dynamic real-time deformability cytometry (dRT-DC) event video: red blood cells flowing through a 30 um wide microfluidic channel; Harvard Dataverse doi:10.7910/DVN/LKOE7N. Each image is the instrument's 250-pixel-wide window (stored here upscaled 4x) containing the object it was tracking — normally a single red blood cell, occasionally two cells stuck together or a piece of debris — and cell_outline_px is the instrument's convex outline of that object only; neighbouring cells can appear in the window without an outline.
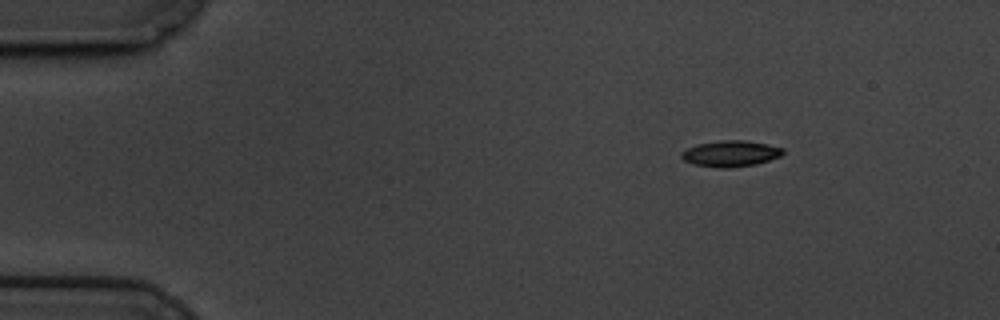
{"species": "common noctule bat (a hibernating species)", "species_latin": "Nyctalus noctula", "temperature_condition": "cold", "stored_images_in_passage": 52, "camera_frame_rate_fps": 3000, "um_per_image_px": 0.085, "animal": {"sex": "male", "body_mass_g": 19.5, "forearm_length_mm": 54.6}, "frame": {"image": 1, "passage_image": 1, "time_ms": 0.0, "image_size_px": [1000, 320], "cell_outline_px": [[784, 152], [780, 156], [756, 164], [728, 168], [720, 168], [692, 164], [684, 160], [680, 156], [680, 152], [696, 144], [720, 140], [744, 140], [768, 144], [784, 148]], "centroid_in_image_um": [62.08, 13.05], "position_along_channel_um": 22.9, "area_um2": 15.49}}
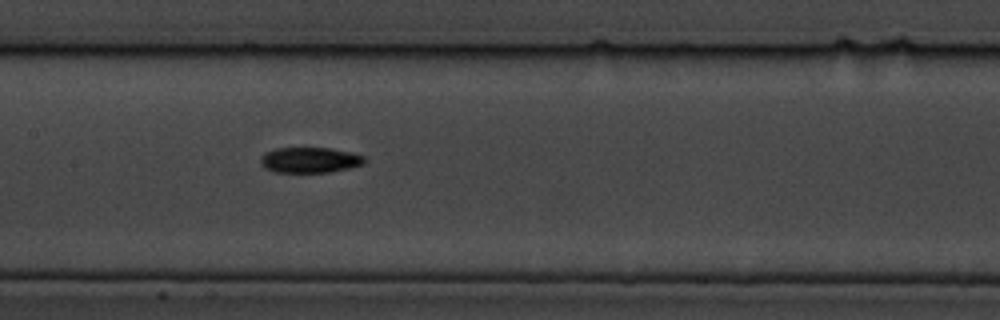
{"frame": {"image": 2, "passage_image": 22, "time_ms": 7.0, "image_size_px": [1000, 320], "cell_outline_px": [[368, 160], [364, 164], [348, 168], [328, 172], [272, 172], [264, 168], [260, 164], [260, 156], [264, 152], [276, 148], [332, 148], [352, 152], [364, 156]], "centroid_in_image_um": [26.32, 13.6], "position_along_channel_um": 181.1, "area_um2": 15.72}}
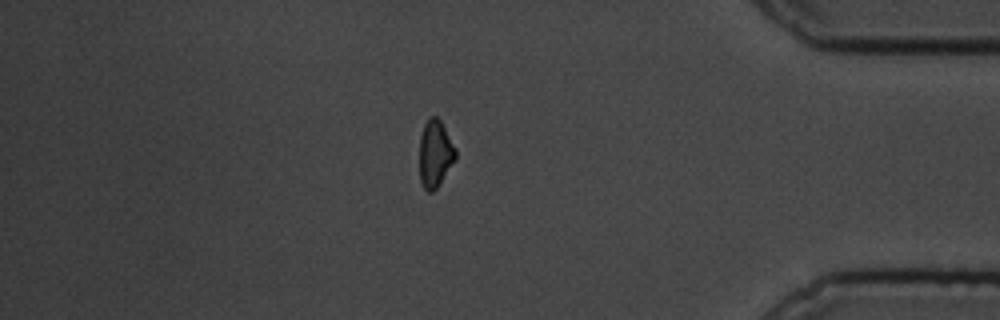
{"frame": {"image": 3, "passage_image": 44, "time_ms": 14.333, "image_size_px": [1000, 320], "cell_outline_px": [[456, 160], [436, 188], [432, 192], [428, 192], [424, 188], [420, 180], [420, 136], [424, 124], [432, 116], [436, 116], [440, 120], [456, 148]], "centroid_in_image_um": [37.0, 13.07], "position_along_channel_um": 398.2, "area_um2": 14.05}, "authors_computed_cell_mechanics": {"area_um2": 15.2592, "velocity_mm_per_s": 3.3854, "shape_relaxation_time_tau1_ms": 4.7624, "shape_relaxation_time_tau2_ms": null, "deformation_change_tau1": 0.1347, "deformation_change_tau2": null}}